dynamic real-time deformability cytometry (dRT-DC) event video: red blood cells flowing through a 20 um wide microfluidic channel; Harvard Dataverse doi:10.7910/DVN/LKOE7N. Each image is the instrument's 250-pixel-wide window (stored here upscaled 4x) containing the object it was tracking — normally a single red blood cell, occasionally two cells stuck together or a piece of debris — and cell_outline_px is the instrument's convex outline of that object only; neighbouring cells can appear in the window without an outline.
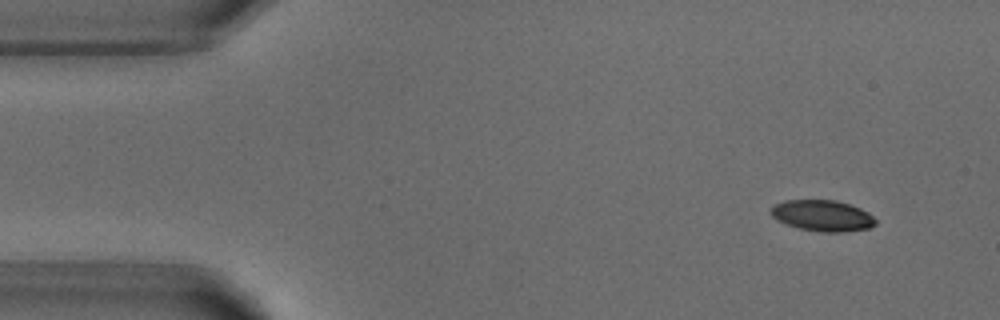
{"species": "common noctule bat (a hibernating species)", "species_latin": "Nyctalus noctula", "temperature_condition": "warm", "stored_images_in_passage": 6, "camera_frame_rate_fps": 3000, "um_per_image_px": 0.085, "animal": {"sex": "male", "body_mass_g": 18.8}, "frame": {"image": 1, "passage_image": 1, "time_ms": 0.0, "image_size_px": [1000, 320], "cell_outline_px": [[876, 224], [868, 228], [844, 232], [820, 232], [800, 228], [776, 220], [768, 212], [776, 204], [784, 200], [836, 200], [860, 208], [868, 212], [876, 220]], "centroid_in_image_um": [69.9, 18.33], "position_along_channel_um": 15.1, "area_um2": 18.9}}
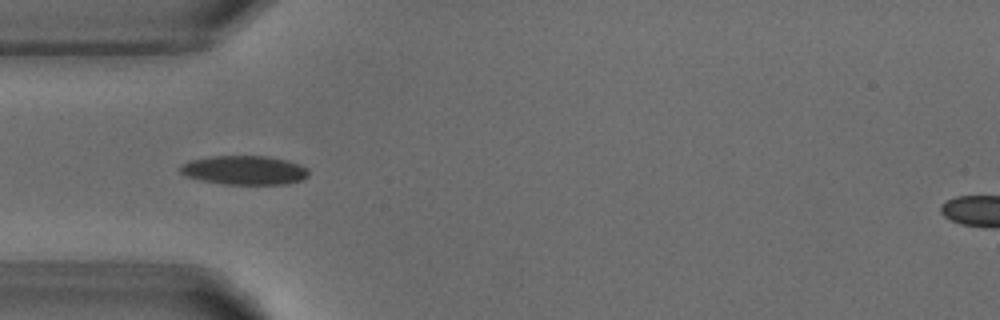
{"frame": {"image": 2, "passage_image": 4, "time_ms": 3.667, "image_size_px": [1000, 320], "cell_outline_px": [[308, 176], [304, 180], [288, 184], [224, 184], [204, 180], [188, 176], [180, 172], [176, 168], [180, 164], [188, 160], [212, 156], [268, 156], [288, 160], [300, 164], [308, 168]], "centroid_in_image_um": [20.79, 14.45], "position_along_channel_um": 64.2, "area_um2": 21.96}}
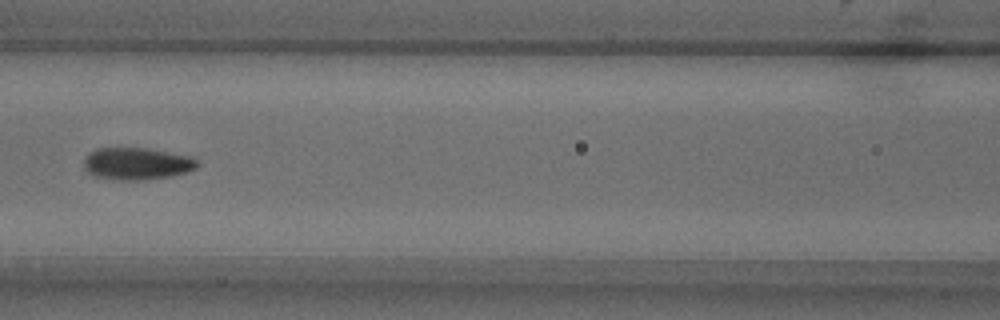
{"frame": {"image": 3, "passage_image": 6, "time_ms": 6.0, "image_size_px": [1000, 320], "cell_outline_px": [[200, 164], [196, 168], [188, 172], [172, 176], [144, 180], [120, 180], [96, 176], [88, 172], [84, 168], [84, 156], [88, 152], [96, 148], [148, 148], [192, 156]], "centroid_in_image_um": [11.65, 13.9], "position_along_channel_um": 155.0, "area_um2": 21.5}}